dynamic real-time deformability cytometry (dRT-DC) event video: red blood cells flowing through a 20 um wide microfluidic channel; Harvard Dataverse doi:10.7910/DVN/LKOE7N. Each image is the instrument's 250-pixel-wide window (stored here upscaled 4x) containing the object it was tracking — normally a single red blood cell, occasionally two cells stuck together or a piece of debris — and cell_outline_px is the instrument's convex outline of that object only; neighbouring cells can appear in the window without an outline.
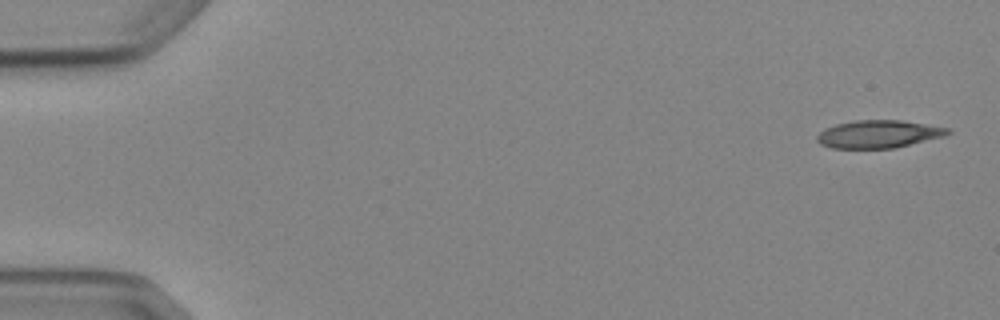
{"species": "Egyptian fruit bat (a non-hibernating species)", "species_latin": "Rousettus aegyptiacus", "temperature_condition": "cold", "stored_images_in_passage": 5, "camera_frame_rate_fps": 3000, "um_per_image_px": 0.085, "animal": {"sex": "female"}, "frame": {"image": 1, "passage_image": 1, "time_ms": 0.0, "image_size_px": [1000, 320], "cell_outline_px": [[952, 132], [944, 136], [896, 148], [832, 148], [820, 144], [816, 140], [816, 136], [824, 128], [836, 124], [856, 120], [900, 120], [948, 128]], "centroid_in_image_um": [74.65, 11.4], "position_along_channel_um": 10.4, "area_um2": 21.1}}
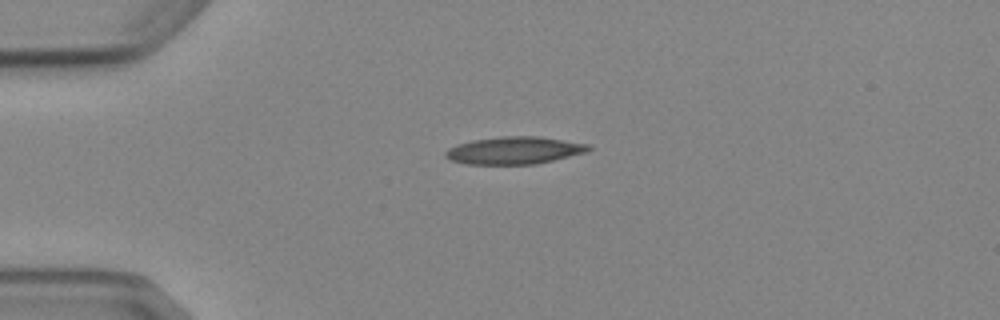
{"frame": {"image": 2, "passage_image": 4, "time_ms": 3.667, "image_size_px": [1000, 320], "cell_outline_px": [[592, 148], [588, 152], [536, 164], [468, 164], [452, 160], [444, 156], [444, 152], [448, 148], [456, 144], [472, 140], [504, 136], [536, 136], [588, 144]], "centroid_in_image_um": [43.7, 12.78], "position_along_channel_um": 41.3, "area_um2": 22.77}}